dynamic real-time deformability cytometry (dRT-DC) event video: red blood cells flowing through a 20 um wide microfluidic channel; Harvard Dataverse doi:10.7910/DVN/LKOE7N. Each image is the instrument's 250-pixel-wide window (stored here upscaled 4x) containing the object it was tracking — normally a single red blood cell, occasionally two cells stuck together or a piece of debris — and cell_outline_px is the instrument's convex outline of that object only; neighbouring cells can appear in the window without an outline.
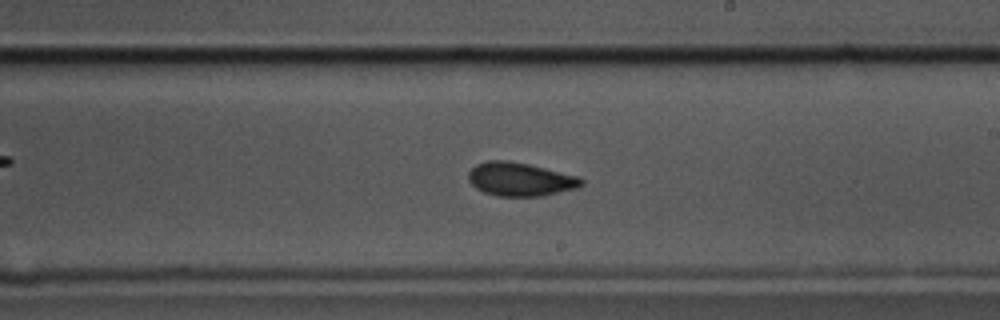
{"species": "common noctule bat (a hibernating species)", "species_latin": "Nyctalus noctula", "temperature_condition": "cold", "stored_images_in_passage": 56, "camera_frame_rate_fps": 3000, "um_per_image_px": 0.085, "animal": {"sex": "male", "body_mass_g": 17.5, "forearm_length_mm": 52.3}, "frame": {"image": 1, "passage_image": 32, "time_ms": 10.333, "image_size_px": [1000, 320], "cell_outline_px": [[584, 184], [576, 188], [544, 196], [496, 196], [484, 192], [476, 188], [468, 180], [468, 172], [476, 164], [488, 160], [508, 160], [528, 164], [580, 176], [584, 180]], "centroid_in_image_um": [44.23, 15.23], "position_along_channel_um": 244.8, "area_um2": 22.25}}
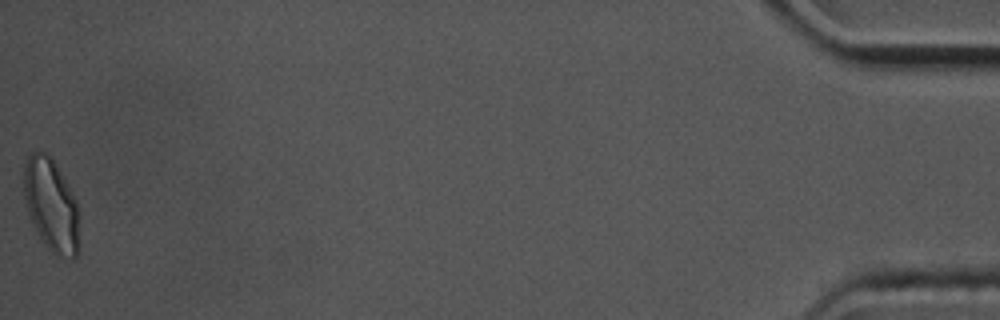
{"frame": {"image": 2, "passage_image": 56, "time_ms": 18.333, "image_size_px": [1000, 320], "cell_outline_px": [[80, 248], [76, 256], [72, 260], [52, 252], [44, 244], [28, 212], [24, 196], [24, 160], [36, 148], [44, 152], [52, 160], [68, 184], [76, 200]], "centroid_in_image_um": [4.36, 17.43], "position_along_channel_um": 430.8, "area_um2": 29.82}, "authors_computed_cell_mechanics": {"area_um2": 22.0796, "velocity_mm_per_s": 3.5703, "shape_relaxation_time_tau1_ms": 6.3244, "shape_relaxation_time_tau2_ms": 1.6922, "deformation_change_tau1": 0.1102, "deformation_change_tau2": 0.0429}}